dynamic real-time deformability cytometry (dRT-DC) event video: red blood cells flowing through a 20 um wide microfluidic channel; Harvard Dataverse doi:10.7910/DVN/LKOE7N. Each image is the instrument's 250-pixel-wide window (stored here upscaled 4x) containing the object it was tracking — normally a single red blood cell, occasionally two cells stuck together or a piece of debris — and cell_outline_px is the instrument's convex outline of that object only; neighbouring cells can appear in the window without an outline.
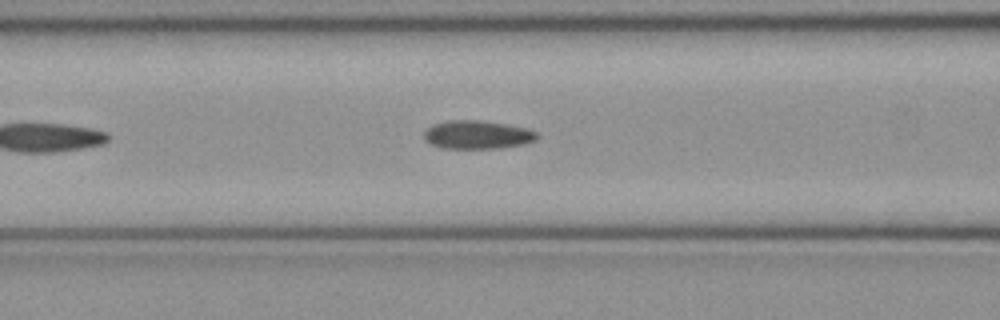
{"species": "common noctule bat (a hibernating species)", "species_latin": "Nyctalus noctula", "temperature_condition": "cold", "stored_images_in_passage": 22, "camera_frame_rate_fps": 3000, "um_per_image_px": 0.085, "animal": {"sex": "female", "body_mass_g": 21.9}, "frame": {"image": 1, "passage_image": 9, "time_ms": 2.667, "image_size_px": [1000, 320], "cell_outline_px": [[540, 136], [536, 140], [524, 144], [500, 148], [440, 148], [424, 140], [424, 132], [432, 124], [448, 120], [480, 120], [528, 128], [536, 132]], "centroid_in_image_um": [40.58, 11.45], "position_along_channel_um": 126.0, "area_um2": 18.79}}
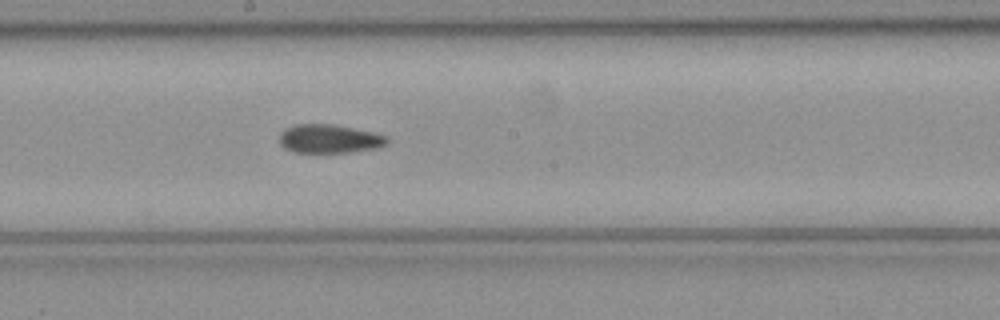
{"frame": {"image": 2, "passage_image": 16, "time_ms": 5.0, "image_size_px": [1000, 320], "cell_outline_px": [[388, 144], [376, 148], [352, 152], [292, 152], [284, 148], [280, 144], [280, 132], [284, 128], [296, 124], [336, 124], [372, 132], [388, 136]], "centroid_in_image_um": [27.99, 11.79], "position_along_channel_um": 220.2, "area_um2": 18.15}}
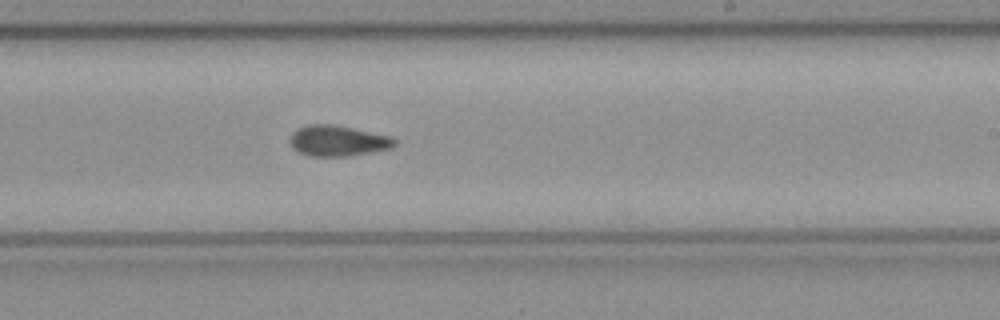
{"frame": {"image": 3, "passage_image": 19, "time_ms": 6.0, "image_size_px": [1000, 320], "cell_outline_px": [[396, 144], [392, 148], [344, 156], [312, 156], [300, 152], [292, 148], [288, 140], [292, 132], [296, 128], [308, 124], [332, 124], [352, 128], [388, 136], [396, 140]], "centroid_in_image_um": [28.64, 11.95], "position_along_channel_um": 260.4, "area_um2": 18.55}}